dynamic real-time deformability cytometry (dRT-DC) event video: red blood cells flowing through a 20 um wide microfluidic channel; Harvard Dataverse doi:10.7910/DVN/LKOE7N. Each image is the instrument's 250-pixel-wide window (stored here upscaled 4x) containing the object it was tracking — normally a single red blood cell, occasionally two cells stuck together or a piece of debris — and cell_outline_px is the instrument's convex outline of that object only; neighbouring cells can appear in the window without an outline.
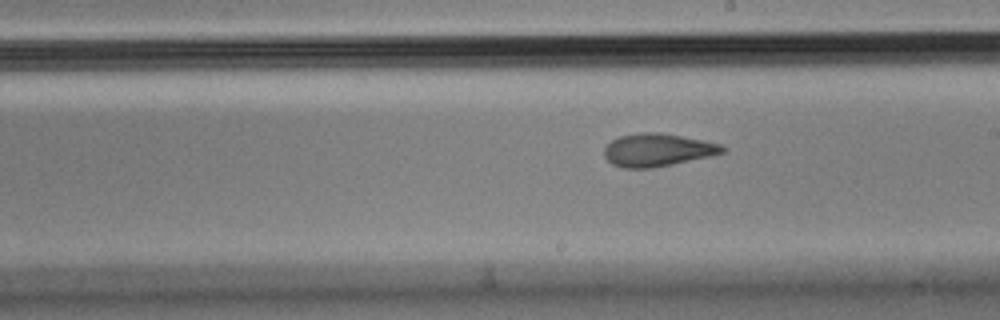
{"species": "Egyptian fruit bat (a non-hibernating species)", "species_latin": "Rousettus aegyptiacus", "temperature_condition": "cold", "stored_images_in_passage": 8, "segment_of_instrument_passage": [2, 2], "camera_frame_rate_fps": 3000, "um_per_image_px": 0.085, "animal": {"sex": "male"}, "frame": {"image": 1, "passage_image": 8, "time_ms": 2.333, "image_size_px": [1000, 320], "cell_outline_px": [[728, 148], [724, 152], [712, 156], [652, 168], [624, 168], [612, 164], [604, 156], [604, 148], [612, 140], [620, 136], [640, 132], [660, 132], [704, 140], [720, 144]], "centroid_in_image_um": [55.91, 12.74], "position_along_channel_um": 233.1, "area_um2": 22.72}}